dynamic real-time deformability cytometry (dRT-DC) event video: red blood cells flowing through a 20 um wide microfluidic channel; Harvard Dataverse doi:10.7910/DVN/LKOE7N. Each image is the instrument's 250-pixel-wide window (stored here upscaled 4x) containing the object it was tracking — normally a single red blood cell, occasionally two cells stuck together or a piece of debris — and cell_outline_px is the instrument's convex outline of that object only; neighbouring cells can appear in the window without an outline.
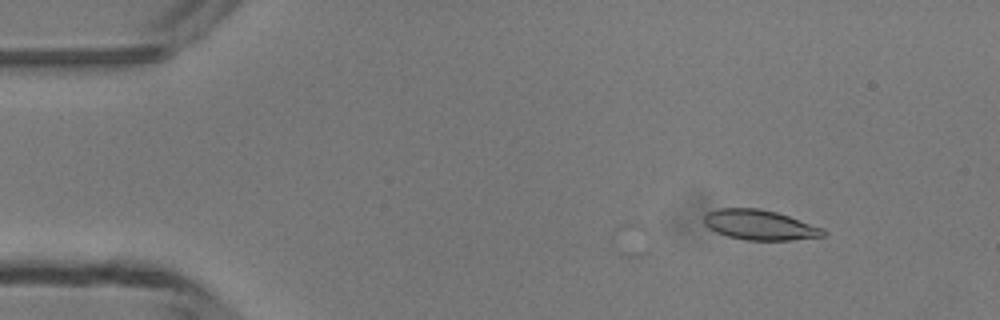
{"species": "common noctule bat (a hibernating species)", "species_latin": "Nyctalus noctula", "temperature_condition": "room temperature", "stored_images_in_passage": 2, "camera_frame_rate_fps": 3000, "um_per_image_px": 0.085, "animal": {"sex": "male", "body_mass_g": 13.3}, "frame": {"image": 1, "passage_image": 2, "time_ms": 1.0, "image_size_px": [1000, 320], "cell_outline_px": [[824, 236], [792, 240], [744, 240], [728, 236], [716, 232], [708, 228], [704, 224], [704, 216], [708, 212], [720, 208], [760, 208], [776, 212], [824, 228]], "centroid_in_image_um": [64.55, 19.12], "position_along_channel_um": 20.4, "area_um2": 20.81}}